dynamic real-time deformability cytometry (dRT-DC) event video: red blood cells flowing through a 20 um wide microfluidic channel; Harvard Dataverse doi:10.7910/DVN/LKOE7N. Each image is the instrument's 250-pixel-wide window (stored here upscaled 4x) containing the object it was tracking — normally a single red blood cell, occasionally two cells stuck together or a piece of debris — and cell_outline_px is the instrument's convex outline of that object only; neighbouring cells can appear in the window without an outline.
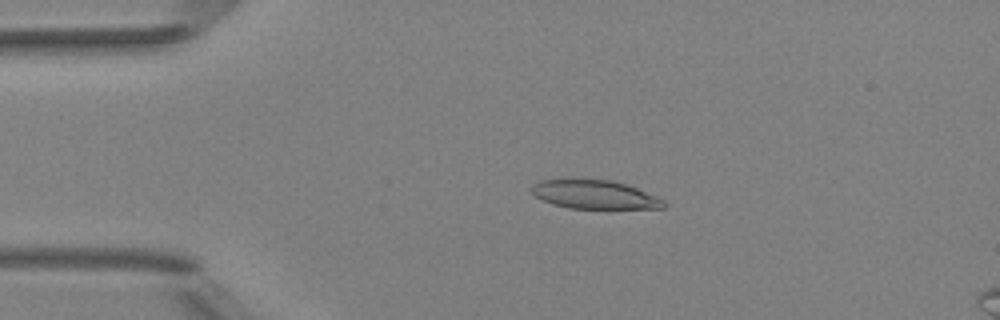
{"species": "Egyptian fruit bat (a non-hibernating species)", "species_latin": "Rousettus aegyptiacus", "temperature_condition": "room temperature", "stored_images_in_passage": 5, "camera_frame_rate_fps": 3000, "um_per_image_px": 0.085, "animal": {"sex": "female"}, "frame": {"image": 1, "passage_image": 3, "time_ms": 2.333, "image_size_px": [1000, 320], "cell_outline_px": [[668, 204], [664, 208], [568, 208], [552, 204], [536, 196], [528, 188], [532, 184], [540, 180], [612, 180], [636, 188], [656, 196], [664, 200]], "centroid_in_image_um": [50.53, 16.54], "position_along_channel_um": 34.5, "area_um2": 21.79}}